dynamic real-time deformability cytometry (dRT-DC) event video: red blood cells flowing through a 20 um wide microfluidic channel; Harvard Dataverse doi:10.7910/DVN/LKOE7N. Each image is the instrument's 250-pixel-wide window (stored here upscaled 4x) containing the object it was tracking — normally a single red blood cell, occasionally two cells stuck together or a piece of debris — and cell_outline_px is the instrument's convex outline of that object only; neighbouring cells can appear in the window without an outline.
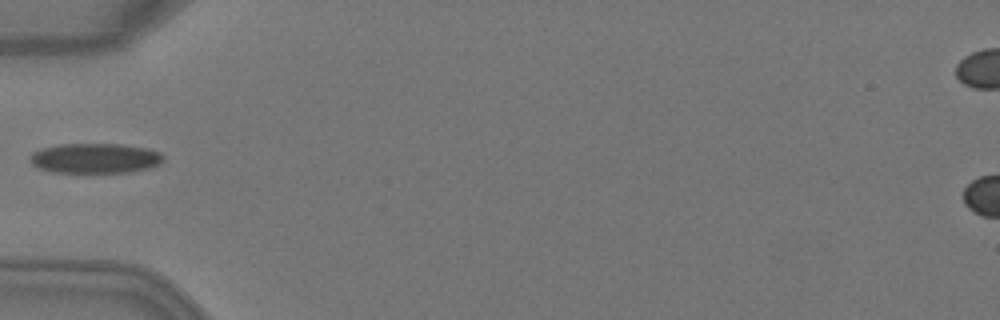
{"species": "Egyptian fruit bat (a non-hibernating species)", "species_latin": "Rousettus aegyptiacus", "temperature_condition": "warm", "stored_images_in_passage": 3, "camera_frame_rate_fps": 3000, "um_per_image_px": 0.085, "animal": {"sex": "female"}, "frame": {"image": 1, "passage_image": 3, "time_ms": 0.667, "image_size_px": [1000, 320], "cell_outline_px": [[164, 160], [160, 164], [148, 168], [128, 172], [52, 172], [36, 168], [32, 164], [32, 152], [40, 148], [60, 144], [120, 144], [148, 148], [160, 152], [164, 156]], "centroid_in_image_um": [8.1, 13.44], "position_along_channel_um": 76.9, "area_um2": 23.35}}